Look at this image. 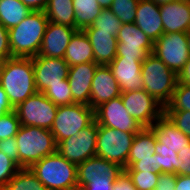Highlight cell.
<instances>
[{"instance_id":"1","label":"cell","mask_w":190,"mask_h":190,"mask_svg":"<svg viewBox=\"0 0 190 190\" xmlns=\"http://www.w3.org/2000/svg\"><path fill=\"white\" fill-rule=\"evenodd\" d=\"M150 128L157 139L155 153L160 173L190 175V139L165 114Z\"/></svg>"},{"instance_id":"2","label":"cell","mask_w":190,"mask_h":190,"mask_svg":"<svg viewBox=\"0 0 190 190\" xmlns=\"http://www.w3.org/2000/svg\"><path fill=\"white\" fill-rule=\"evenodd\" d=\"M0 86L6 92L9 103L15 109L37 92L33 61L30 57H11L3 63Z\"/></svg>"},{"instance_id":"3","label":"cell","mask_w":190,"mask_h":190,"mask_svg":"<svg viewBox=\"0 0 190 190\" xmlns=\"http://www.w3.org/2000/svg\"><path fill=\"white\" fill-rule=\"evenodd\" d=\"M48 22L45 11H32L18 25L8 29L12 57L37 56Z\"/></svg>"},{"instance_id":"4","label":"cell","mask_w":190,"mask_h":190,"mask_svg":"<svg viewBox=\"0 0 190 190\" xmlns=\"http://www.w3.org/2000/svg\"><path fill=\"white\" fill-rule=\"evenodd\" d=\"M30 169L48 190H78L77 165L58 152L45 156Z\"/></svg>"},{"instance_id":"5","label":"cell","mask_w":190,"mask_h":190,"mask_svg":"<svg viewBox=\"0 0 190 190\" xmlns=\"http://www.w3.org/2000/svg\"><path fill=\"white\" fill-rule=\"evenodd\" d=\"M15 139L20 168H30L45 156L57 152V143L50 129L21 125Z\"/></svg>"},{"instance_id":"6","label":"cell","mask_w":190,"mask_h":190,"mask_svg":"<svg viewBox=\"0 0 190 190\" xmlns=\"http://www.w3.org/2000/svg\"><path fill=\"white\" fill-rule=\"evenodd\" d=\"M141 75L143 89L164 107L170 102L178 75L169 69L154 53H150L142 62Z\"/></svg>"},{"instance_id":"7","label":"cell","mask_w":190,"mask_h":190,"mask_svg":"<svg viewBox=\"0 0 190 190\" xmlns=\"http://www.w3.org/2000/svg\"><path fill=\"white\" fill-rule=\"evenodd\" d=\"M95 120V110L84 104H69L57 107L51 133L58 144L62 140L78 134Z\"/></svg>"},{"instance_id":"8","label":"cell","mask_w":190,"mask_h":190,"mask_svg":"<svg viewBox=\"0 0 190 190\" xmlns=\"http://www.w3.org/2000/svg\"><path fill=\"white\" fill-rule=\"evenodd\" d=\"M135 135L98 124L96 156L125 169Z\"/></svg>"},{"instance_id":"9","label":"cell","mask_w":190,"mask_h":190,"mask_svg":"<svg viewBox=\"0 0 190 190\" xmlns=\"http://www.w3.org/2000/svg\"><path fill=\"white\" fill-rule=\"evenodd\" d=\"M157 139L150 127H143L133 140L126 168V172H158L157 153L155 143Z\"/></svg>"},{"instance_id":"10","label":"cell","mask_w":190,"mask_h":190,"mask_svg":"<svg viewBox=\"0 0 190 190\" xmlns=\"http://www.w3.org/2000/svg\"><path fill=\"white\" fill-rule=\"evenodd\" d=\"M57 107L44 93L36 92L20 103L14 110L21 125L51 129Z\"/></svg>"},{"instance_id":"11","label":"cell","mask_w":190,"mask_h":190,"mask_svg":"<svg viewBox=\"0 0 190 190\" xmlns=\"http://www.w3.org/2000/svg\"><path fill=\"white\" fill-rule=\"evenodd\" d=\"M98 124L94 120L78 134L66 138L57 144V152L66 160L79 165L96 156Z\"/></svg>"},{"instance_id":"12","label":"cell","mask_w":190,"mask_h":190,"mask_svg":"<svg viewBox=\"0 0 190 190\" xmlns=\"http://www.w3.org/2000/svg\"><path fill=\"white\" fill-rule=\"evenodd\" d=\"M153 53L178 75L190 57L186 33H163L154 42Z\"/></svg>"},{"instance_id":"13","label":"cell","mask_w":190,"mask_h":190,"mask_svg":"<svg viewBox=\"0 0 190 190\" xmlns=\"http://www.w3.org/2000/svg\"><path fill=\"white\" fill-rule=\"evenodd\" d=\"M127 113L142 127H151L164 114V106L144 89L121 93Z\"/></svg>"},{"instance_id":"14","label":"cell","mask_w":190,"mask_h":190,"mask_svg":"<svg viewBox=\"0 0 190 190\" xmlns=\"http://www.w3.org/2000/svg\"><path fill=\"white\" fill-rule=\"evenodd\" d=\"M116 38L118 42L115 58L143 61L148 54L153 53L154 43L135 23L122 24Z\"/></svg>"},{"instance_id":"15","label":"cell","mask_w":190,"mask_h":190,"mask_svg":"<svg viewBox=\"0 0 190 190\" xmlns=\"http://www.w3.org/2000/svg\"><path fill=\"white\" fill-rule=\"evenodd\" d=\"M97 124L123 132L137 133L143 127L127 113L121 96L102 103L95 109Z\"/></svg>"},{"instance_id":"16","label":"cell","mask_w":190,"mask_h":190,"mask_svg":"<svg viewBox=\"0 0 190 190\" xmlns=\"http://www.w3.org/2000/svg\"><path fill=\"white\" fill-rule=\"evenodd\" d=\"M124 170L120 165L94 156L77 165V185L81 190L86 184L113 183Z\"/></svg>"},{"instance_id":"17","label":"cell","mask_w":190,"mask_h":190,"mask_svg":"<svg viewBox=\"0 0 190 190\" xmlns=\"http://www.w3.org/2000/svg\"><path fill=\"white\" fill-rule=\"evenodd\" d=\"M33 61L35 87L37 92L44 93L52 85L67 79L70 66L64 58L43 56L31 57Z\"/></svg>"},{"instance_id":"18","label":"cell","mask_w":190,"mask_h":190,"mask_svg":"<svg viewBox=\"0 0 190 190\" xmlns=\"http://www.w3.org/2000/svg\"><path fill=\"white\" fill-rule=\"evenodd\" d=\"M99 64L87 62L69 68L68 81L73 103L90 106L91 85L95 70Z\"/></svg>"},{"instance_id":"19","label":"cell","mask_w":190,"mask_h":190,"mask_svg":"<svg viewBox=\"0 0 190 190\" xmlns=\"http://www.w3.org/2000/svg\"><path fill=\"white\" fill-rule=\"evenodd\" d=\"M76 30L73 27L48 22L37 56L64 58L65 50Z\"/></svg>"},{"instance_id":"20","label":"cell","mask_w":190,"mask_h":190,"mask_svg":"<svg viewBox=\"0 0 190 190\" xmlns=\"http://www.w3.org/2000/svg\"><path fill=\"white\" fill-rule=\"evenodd\" d=\"M142 62L135 58H114L108 64L122 93L143 89L144 81L141 75Z\"/></svg>"},{"instance_id":"21","label":"cell","mask_w":190,"mask_h":190,"mask_svg":"<svg viewBox=\"0 0 190 190\" xmlns=\"http://www.w3.org/2000/svg\"><path fill=\"white\" fill-rule=\"evenodd\" d=\"M121 89L108 65H99L91 85L90 107L96 109L102 103L121 95Z\"/></svg>"},{"instance_id":"22","label":"cell","mask_w":190,"mask_h":190,"mask_svg":"<svg viewBox=\"0 0 190 190\" xmlns=\"http://www.w3.org/2000/svg\"><path fill=\"white\" fill-rule=\"evenodd\" d=\"M134 23L154 43L163 34L160 5L151 0H139Z\"/></svg>"},{"instance_id":"23","label":"cell","mask_w":190,"mask_h":190,"mask_svg":"<svg viewBox=\"0 0 190 190\" xmlns=\"http://www.w3.org/2000/svg\"><path fill=\"white\" fill-rule=\"evenodd\" d=\"M163 33L186 32L190 29V4L183 1L160 5Z\"/></svg>"},{"instance_id":"24","label":"cell","mask_w":190,"mask_h":190,"mask_svg":"<svg viewBox=\"0 0 190 190\" xmlns=\"http://www.w3.org/2000/svg\"><path fill=\"white\" fill-rule=\"evenodd\" d=\"M93 48L95 63L108 65L116 57L117 38L111 32L84 31Z\"/></svg>"},{"instance_id":"25","label":"cell","mask_w":190,"mask_h":190,"mask_svg":"<svg viewBox=\"0 0 190 190\" xmlns=\"http://www.w3.org/2000/svg\"><path fill=\"white\" fill-rule=\"evenodd\" d=\"M64 60L74 66L87 62H95L93 48L84 30H76L65 50Z\"/></svg>"},{"instance_id":"26","label":"cell","mask_w":190,"mask_h":190,"mask_svg":"<svg viewBox=\"0 0 190 190\" xmlns=\"http://www.w3.org/2000/svg\"><path fill=\"white\" fill-rule=\"evenodd\" d=\"M45 14L49 22L75 28L73 0H49Z\"/></svg>"},{"instance_id":"27","label":"cell","mask_w":190,"mask_h":190,"mask_svg":"<svg viewBox=\"0 0 190 190\" xmlns=\"http://www.w3.org/2000/svg\"><path fill=\"white\" fill-rule=\"evenodd\" d=\"M32 12L20 0H0V23L10 29Z\"/></svg>"},{"instance_id":"28","label":"cell","mask_w":190,"mask_h":190,"mask_svg":"<svg viewBox=\"0 0 190 190\" xmlns=\"http://www.w3.org/2000/svg\"><path fill=\"white\" fill-rule=\"evenodd\" d=\"M73 8L77 30L91 26L102 11L97 0H73Z\"/></svg>"},{"instance_id":"29","label":"cell","mask_w":190,"mask_h":190,"mask_svg":"<svg viewBox=\"0 0 190 190\" xmlns=\"http://www.w3.org/2000/svg\"><path fill=\"white\" fill-rule=\"evenodd\" d=\"M0 190H48L30 168H20Z\"/></svg>"},{"instance_id":"30","label":"cell","mask_w":190,"mask_h":190,"mask_svg":"<svg viewBox=\"0 0 190 190\" xmlns=\"http://www.w3.org/2000/svg\"><path fill=\"white\" fill-rule=\"evenodd\" d=\"M122 22L115 16L110 9H102L97 19L91 26L84 28V31H105L111 32V35L117 37Z\"/></svg>"},{"instance_id":"31","label":"cell","mask_w":190,"mask_h":190,"mask_svg":"<svg viewBox=\"0 0 190 190\" xmlns=\"http://www.w3.org/2000/svg\"><path fill=\"white\" fill-rule=\"evenodd\" d=\"M164 111H190V85L177 82L170 102Z\"/></svg>"},{"instance_id":"32","label":"cell","mask_w":190,"mask_h":190,"mask_svg":"<svg viewBox=\"0 0 190 190\" xmlns=\"http://www.w3.org/2000/svg\"><path fill=\"white\" fill-rule=\"evenodd\" d=\"M139 0H113L110 10L122 24L134 23Z\"/></svg>"},{"instance_id":"33","label":"cell","mask_w":190,"mask_h":190,"mask_svg":"<svg viewBox=\"0 0 190 190\" xmlns=\"http://www.w3.org/2000/svg\"><path fill=\"white\" fill-rule=\"evenodd\" d=\"M44 95L57 106L73 104V97L68 79H64L59 84L52 85V87L44 92Z\"/></svg>"},{"instance_id":"34","label":"cell","mask_w":190,"mask_h":190,"mask_svg":"<svg viewBox=\"0 0 190 190\" xmlns=\"http://www.w3.org/2000/svg\"><path fill=\"white\" fill-rule=\"evenodd\" d=\"M21 127L15 110L0 117V141L15 137Z\"/></svg>"},{"instance_id":"35","label":"cell","mask_w":190,"mask_h":190,"mask_svg":"<svg viewBox=\"0 0 190 190\" xmlns=\"http://www.w3.org/2000/svg\"><path fill=\"white\" fill-rule=\"evenodd\" d=\"M138 190H155L159 175L158 172H127Z\"/></svg>"},{"instance_id":"36","label":"cell","mask_w":190,"mask_h":190,"mask_svg":"<svg viewBox=\"0 0 190 190\" xmlns=\"http://www.w3.org/2000/svg\"><path fill=\"white\" fill-rule=\"evenodd\" d=\"M20 167L0 151V189L18 172Z\"/></svg>"},{"instance_id":"37","label":"cell","mask_w":190,"mask_h":190,"mask_svg":"<svg viewBox=\"0 0 190 190\" xmlns=\"http://www.w3.org/2000/svg\"><path fill=\"white\" fill-rule=\"evenodd\" d=\"M164 114L190 139V111H164Z\"/></svg>"},{"instance_id":"38","label":"cell","mask_w":190,"mask_h":190,"mask_svg":"<svg viewBox=\"0 0 190 190\" xmlns=\"http://www.w3.org/2000/svg\"><path fill=\"white\" fill-rule=\"evenodd\" d=\"M15 137L7 138L0 141V151L7 155L12 161L19 166V155Z\"/></svg>"},{"instance_id":"39","label":"cell","mask_w":190,"mask_h":190,"mask_svg":"<svg viewBox=\"0 0 190 190\" xmlns=\"http://www.w3.org/2000/svg\"><path fill=\"white\" fill-rule=\"evenodd\" d=\"M11 57L8 29L0 23V59L5 61Z\"/></svg>"},{"instance_id":"40","label":"cell","mask_w":190,"mask_h":190,"mask_svg":"<svg viewBox=\"0 0 190 190\" xmlns=\"http://www.w3.org/2000/svg\"><path fill=\"white\" fill-rule=\"evenodd\" d=\"M112 190H138L131 180L129 174L123 170L122 173L114 180Z\"/></svg>"},{"instance_id":"41","label":"cell","mask_w":190,"mask_h":190,"mask_svg":"<svg viewBox=\"0 0 190 190\" xmlns=\"http://www.w3.org/2000/svg\"><path fill=\"white\" fill-rule=\"evenodd\" d=\"M176 174L160 173L155 190H175Z\"/></svg>"},{"instance_id":"42","label":"cell","mask_w":190,"mask_h":190,"mask_svg":"<svg viewBox=\"0 0 190 190\" xmlns=\"http://www.w3.org/2000/svg\"><path fill=\"white\" fill-rule=\"evenodd\" d=\"M13 110H14V108L9 103L6 92L0 86V117L9 112H12Z\"/></svg>"},{"instance_id":"43","label":"cell","mask_w":190,"mask_h":190,"mask_svg":"<svg viewBox=\"0 0 190 190\" xmlns=\"http://www.w3.org/2000/svg\"><path fill=\"white\" fill-rule=\"evenodd\" d=\"M31 11H45L49 0H20Z\"/></svg>"},{"instance_id":"44","label":"cell","mask_w":190,"mask_h":190,"mask_svg":"<svg viewBox=\"0 0 190 190\" xmlns=\"http://www.w3.org/2000/svg\"><path fill=\"white\" fill-rule=\"evenodd\" d=\"M178 82L190 85V57L184 64L182 71L178 74Z\"/></svg>"},{"instance_id":"45","label":"cell","mask_w":190,"mask_h":190,"mask_svg":"<svg viewBox=\"0 0 190 190\" xmlns=\"http://www.w3.org/2000/svg\"><path fill=\"white\" fill-rule=\"evenodd\" d=\"M175 190H190V175H177Z\"/></svg>"},{"instance_id":"46","label":"cell","mask_w":190,"mask_h":190,"mask_svg":"<svg viewBox=\"0 0 190 190\" xmlns=\"http://www.w3.org/2000/svg\"><path fill=\"white\" fill-rule=\"evenodd\" d=\"M113 183L86 184L81 190H112Z\"/></svg>"},{"instance_id":"47","label":"cell","mask_w":190,"mask_h":190,"mask_svg":"<svg viewBox=\"0 0 190 190\" xmlns=\"http://www.w3.org/2000/svg\"><path fill=\"white\" fill-rule=\"evenodd\" d=\"M102 9H110L113 0H97Z\"/></svg>"},{"instance_id":"48","label":"cell","mask_w":190,"mask_h":190,"mask_svg":"<svg viewBox=\"0 0 190 190\" xmlns=\"http://www.w3.org/2000/svg\"><path fill=\"white\" fill-rule=\"evenodd\" d=\"M155 2L158 5L166 4V3H172V2H178L180 0H151Z\"/></svg>"},{"instance_id":"49","label":"cell","mask_w":190,"mask_h":190,"mask_svg":"<svg viewBox=\"0 0 190 190\" xmlns=\"http://www.w3.org/2000/svg\"><path fill=\"white\" fill-rule=\"evenodd\" d=\"M185 33H186V39H187V46L190 52V29L187 30Z\"/></svg>"},{"instance_id":"50","label":"cell","mask_w":190,"mask_h":190,"mask_svg":"<svg viewBox=\"0 0 190 190\" xmlns=\"http://www.w3.org/2000/svg\"><path fill=\"white\" fill-rule=\"evenodd\" d=\"M3 63H4V61L2 59H0V73H1V69H2Z\"/></svg>"}]
</instances>
